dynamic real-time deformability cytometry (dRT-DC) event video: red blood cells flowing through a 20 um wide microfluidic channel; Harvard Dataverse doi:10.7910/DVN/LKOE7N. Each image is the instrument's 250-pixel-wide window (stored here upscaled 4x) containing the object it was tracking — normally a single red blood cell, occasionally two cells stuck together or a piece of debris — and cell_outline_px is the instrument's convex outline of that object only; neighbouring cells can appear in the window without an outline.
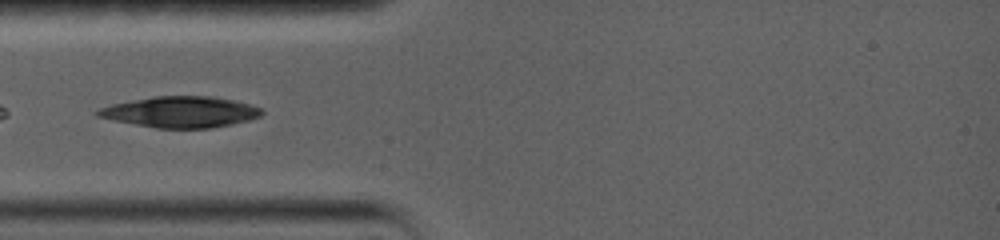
{"species": "common noctule bat (a hibernating species)", "species_latin": "Nyctalus noctula", "temperature_condition": "warm", "stored_images_in_passage": 7, "camera_frame_rate_fps": 5000, "um_per_image_px": 0.085, "animal": {"sex": "female", "body_mass_g": 19.0, "forearm_length_mm": 56.7}, "frame": {"image": 1, "passage_image": 2, "time_ms": 0.6, "image_size_px": [1000, 240], "cell_outline_px": [[264, 112], [260, 116], [248, 120], [212, 128], [156, 128], [112, 120], [96, 116], [92, 112], [100, 108], [112, 104], [152, 96], [212, 96], [232, 100], [248, 104], [260, 108]], "centroid_in_image_um": [15.3, 9.51], "position_along_channel_um": 69.7, "area_um2": 29.54}}
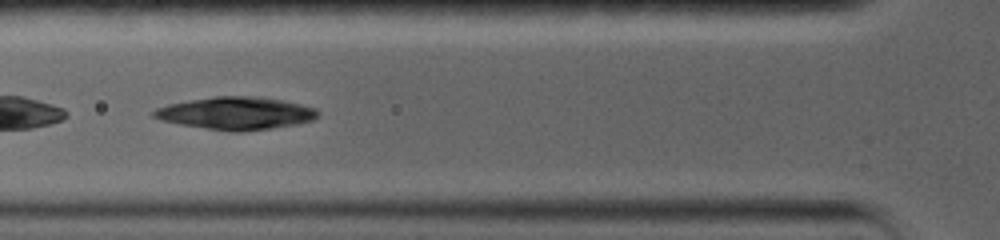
{"frame": {"image": 2, "passage_image": 4, "time_ms": 1.6, "image_size_px": [1000, 240], "cell_outline_px": [[320, 112], [312, 120], [296, 124], [272, 128], [244, 132], [232, 132], [180, 124], [160, 120], [152, 116], [152, 112], [156, 108], [168, 104], [188, 100], [216, 96], [256, 96], [280, 100], [300, 104], [316, 108]], "centroid_in_image_um": [20.04, 9.63], "position_along_channel_um": 105.8, "area_um2": 31.1}}
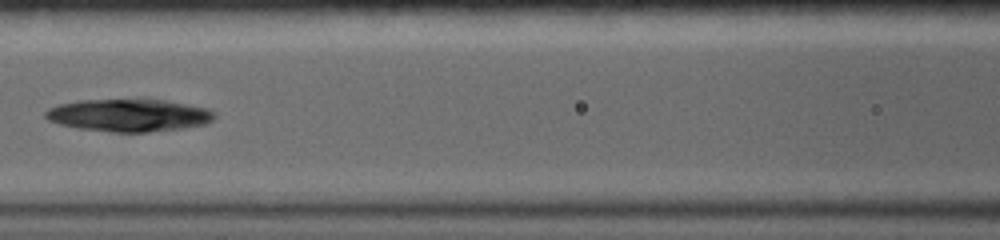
{"frame": {"image": 3, "passage_image": 6, "time_ms": 3.0, "image_size_px": [1000, 240], "cell_outline_px": [[216, 116], [212, 120], [204, 124], [180, 128], [148, 132], [112, 132], [76, 128], [60, 124], [48, 120], [44, 116], [44, 112], [48, 108], [60, 104], [76, 100], [136, 96], [164, 100], [208, 108]], "centroid_in_image_um": [10.89, 9.74], "position_along_channel_um": 155.7, "area_um2": 33.06}}